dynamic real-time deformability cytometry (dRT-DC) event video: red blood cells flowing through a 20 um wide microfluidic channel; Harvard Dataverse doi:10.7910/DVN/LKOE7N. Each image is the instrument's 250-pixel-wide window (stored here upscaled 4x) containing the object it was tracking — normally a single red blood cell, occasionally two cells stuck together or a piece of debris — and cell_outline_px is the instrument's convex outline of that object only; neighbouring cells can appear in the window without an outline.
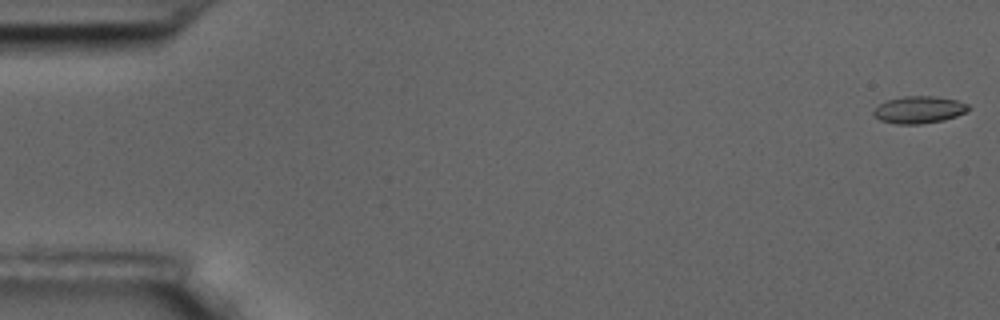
{"species": "common noctule bat (a hibernating species)", "species_latin": "Nyctalus noctula", "temperature_condition": "room temperature", "stored_images_in_passage": 15, "camera_frame_rate_fps": 3000, "um_per_image_px": 0.085, "animal": {"sex": "male", "body_mass_g": 17.5, "forearm_length_mm": 52.3}, "frame": {"image": 1, "passage_image": 1, "time_ms": 0.0, "image_size_px": [1000, 320], "cell_outline_px": [[972, 108], [968, 112], [944, 120], [920, 124], [896, 124], [880, 120], [872, 112], [880, 104], [888, 100], [904, 96], [932, 96], [956, 100], [968, 104]], "centroid_in_image_um": [78.16, 9.33], "position_along_channel_um": 6.8, "area_um2": 14.97}}